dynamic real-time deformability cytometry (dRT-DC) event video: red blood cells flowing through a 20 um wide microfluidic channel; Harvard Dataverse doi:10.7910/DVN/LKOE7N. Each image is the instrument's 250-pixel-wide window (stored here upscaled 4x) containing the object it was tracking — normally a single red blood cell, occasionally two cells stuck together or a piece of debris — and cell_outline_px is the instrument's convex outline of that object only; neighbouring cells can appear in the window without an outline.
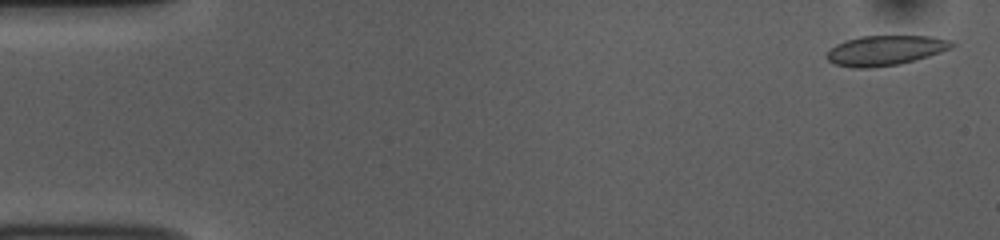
{"species": "common noctule bat (a hibernating species)", "species_latin": "Nyctalus noctula", "temperature_condition": "room temperature", "stored_images_in_passage": 54, "segment_of_instrument_passage": [1, 2], "camera_frame_rate_fps": 3000, "um_per_image_px": 0.085, "animal": {"sex": "female", "body_mass_g": 10.0, "forearm_length_mm": 53.1}, "frame": {"image": 1, "passage_image": 2, "time_ms": 0.333, "image_size_px": [1000, 240], "cell_outline_px": [[956, 44], [952, 48], [928, 56], [900, 64], [868, 68], [852, 68], [836, 64], [828, 60], [824, 56], [836, 44], [844, 40], [860, 36], [932, 36], [952, 40]], "centroid_in_image_um": [75.26, 4.28], "position_along_channel_um": 9.7, "area_um2": 21.91}}
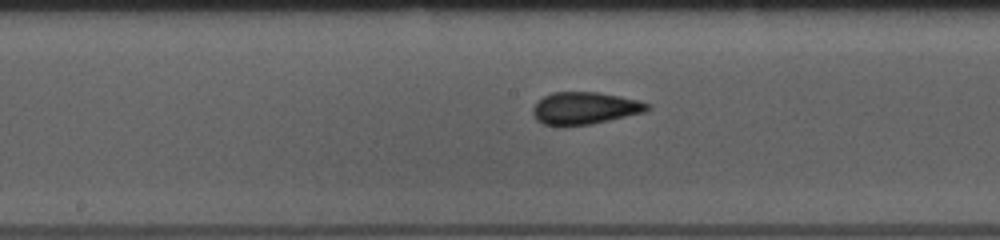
{"frame": {"image": 2, "passage_image": 27, "time_ms": 8.667, "image_size_px": [1000, 240], "cell_outline_px": [[652, 108], [644, 112], [592, 124], [564, 128], [560, 128], [544, 124], [536, 120], [532, 112], [532, 108], [544, 96], [552, 92], [596, 92], [620, 96], [652, 104]], "centroid_in_image_um": [49.68, 9.23], "position_along_channel_um": 198.5, "area_um2": 21.91}}
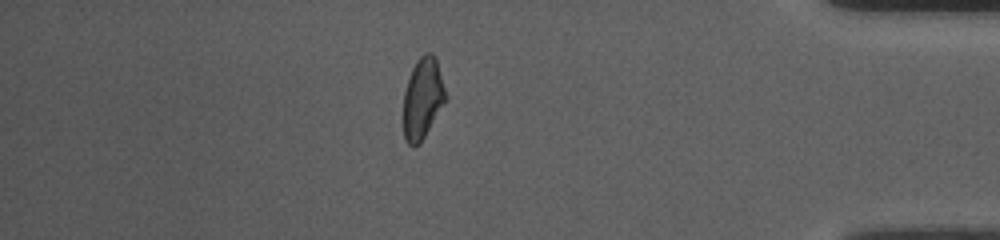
{"frame": {"image": 3, "passage_image": 46, "time_ms": 15.0, "image_size_px": [1000, 240], "cell_outline_px": [[444, 100], [420, 144], [412, 148], [404, 140], [404, 92], [412, 68], [416, 60], [424, 52], [432, 52], [436, 56], [444, 88]], "centroid_in_image_um": [35.89, 8.34], "position_along_channel_um": 399.3, "area_um2": 19.48}}